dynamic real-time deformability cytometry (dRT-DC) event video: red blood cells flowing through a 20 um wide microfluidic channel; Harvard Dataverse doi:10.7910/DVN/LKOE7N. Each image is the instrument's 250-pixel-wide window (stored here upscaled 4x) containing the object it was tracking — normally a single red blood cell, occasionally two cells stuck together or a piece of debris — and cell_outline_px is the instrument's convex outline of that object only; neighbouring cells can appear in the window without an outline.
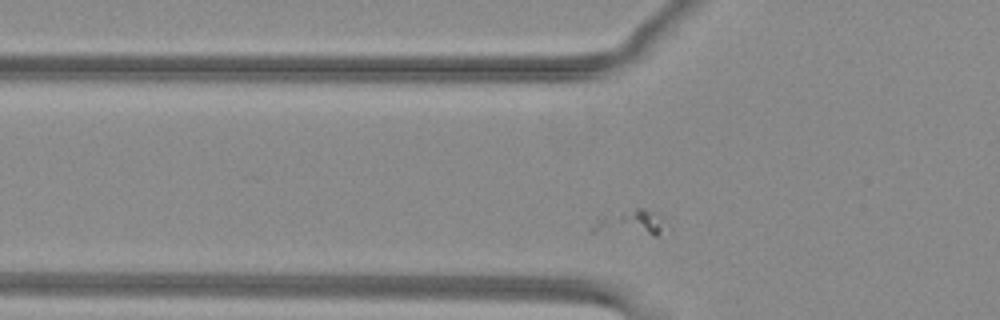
{"species": "common noctule bat (a hibernating species)", "species_latin": "Nyctalus noctula", "temperature_condition": "warm", "stored_images_in_passage": 23, "camera_frame_rate_fps": 3000, "um_per_image_px": 0.085, "animal": {"sex": "female", "body_mass_g": 29.2, "forearm_length_mm": 56.3}, "frame": {"image": 1, "passage_image": 2, "time_ms": 0.333, "image_size_px": [1000, 320], "cell_outline_px": [[660, 232], [656, 236], [652, 236], [592, 232], [592, 228], [604, 216], [636, 208], [644, 208], [656, 212], [660, 228]], "centroid_in_image_um": [53.54, 18.97], "position_along_channel_um": 72.3, "area_um2": 10.17}}
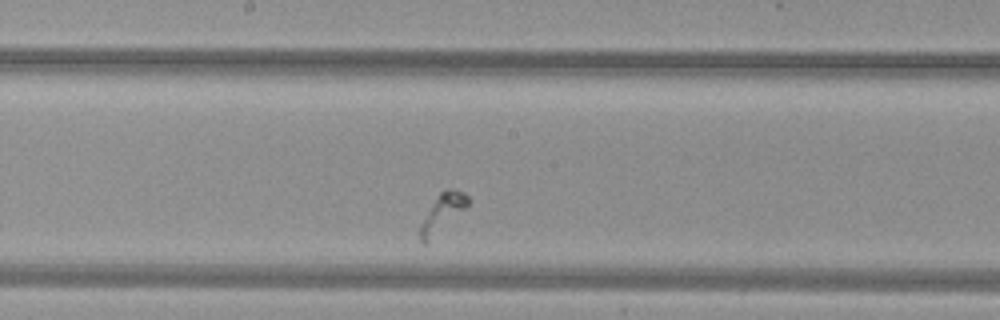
{"frame": {"image": 2, "passage_image": 13, "time_ms": 4.0, "image_size_px": [1000, 320], "cell_outline_px": [[468, 204], [464, 208], [424, 244], [420, 244], [416, 232], [420, 224], [440, 192], [444, 188], [452, 188], [464, 192], [468, 196]], "centroid_in_image_um": [37.53, 18.09], "position_along_channel_um": 210.7, "area_um2": 10.12}}
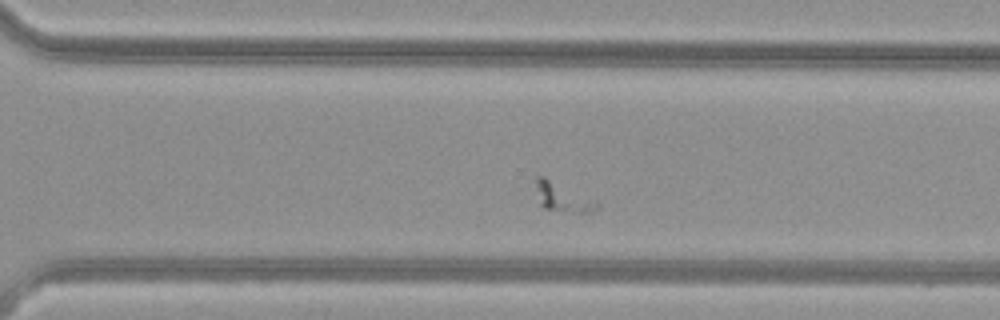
{"frame": {"image": 3, "passage_image": 22, "time_ms": 7.0, "image_size_px": [1000, 320], "cell_outline_px": [[600, 204], [592, 212], [580, 212], [544, 208], [540, 204], [536, 188], [536, 176], [544, 176], [596, 200]], "centroid_in_image_um": [47.83, 16.74], "position_along_channel_um": 322.8, "area_um2": 10.0}}